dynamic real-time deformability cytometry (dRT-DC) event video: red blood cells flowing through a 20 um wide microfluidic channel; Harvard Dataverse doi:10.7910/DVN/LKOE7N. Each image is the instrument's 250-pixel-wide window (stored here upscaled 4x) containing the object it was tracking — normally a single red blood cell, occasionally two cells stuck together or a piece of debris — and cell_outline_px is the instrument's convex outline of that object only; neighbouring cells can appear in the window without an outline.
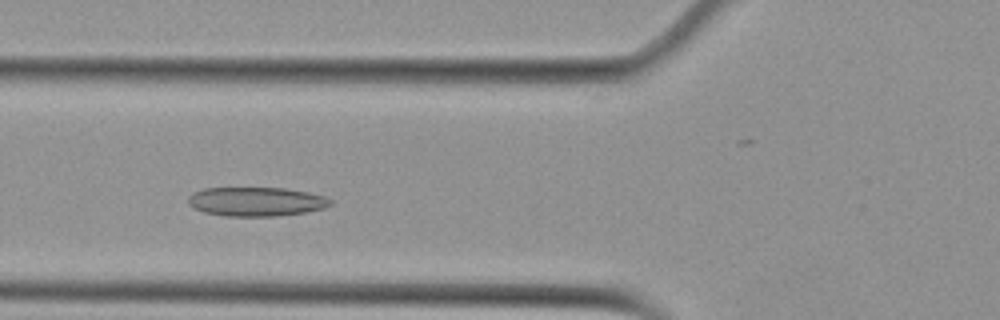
{"species": "Egyptian fruit bat (a non-hibernating species)", "species_latin": "Rousettus aegyptiacus", "temperature_condition": "cold", "stored_images_in_passage": 46, "camera_frame_rate_fps": 3000, "um_per_image_px": 0.085, "animal": {"sex": "female"}, "frame": {"image": 1, "passage_image": 12, "time_ms": 3.667, "image_size_px": [1000, 320], "cell_outline_px": [[332, 204], [324, 208], [304, 212], [276, 216], [224, 216], [204, 212], [192, 208], [188, 204], [188, 196], [192, 192], [204, 188], [284, 188], [308, 192], [324, 196], [332, 200]], "centroid_in_image_um": [21.74, 17.13], "position_along_channel_um": 104.1, "area_um2": 24.22}}
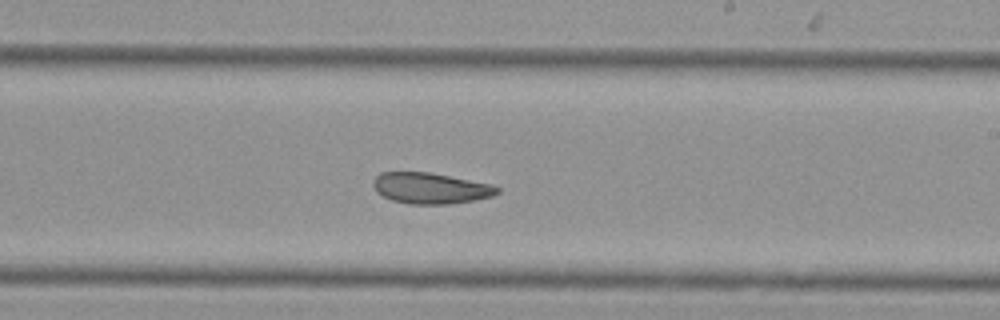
{"frame": {"image": 2, "passage_image": 24, "time_ms": 7.667, "image_size_px": [1000, 320], "cell_outline_px": [[500, 192], [492, 196], [472, 200], [448, 204], [408, 204], [392, 200], [376, 192], [372, 184], [372, 180], [380, 172], [428, 172], [492, 184], [500, 188]], "centroid_in_image_um": [36.57, 15.99], "position_along_channel_um": 252.4, "area_um2": 22.37}}
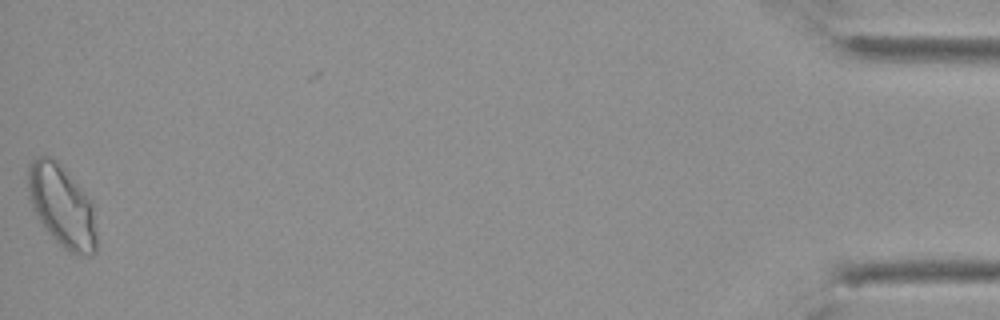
{"frame": {"image": 3, "passage_image": 46, "time_ms": 15.0, "image_size_px": [1000, 320], "cell_outline_px": [[96, 252], [92, 256], [76, 256], [68, 252], [52, 236], [40, 220], [32, 208], [28, 196], [28, 164], [36, 156], [48, 156], [56, 160], [64, 168], [92, 200], [96, 232]], "centroid_in_image_um": [5.28, 17.53], "position_along_channel_um": 429.9, "area_um2": 32.95}, "authors_computed_cell_mechanics": {"area_um2": 24.565, "velocity_mm_per_s": 3.7179, "shape_relaxation_time_tau1_ms": null, "shape_relaxation_time_tau2_ms": 3.4428, "deformation_change_tau1": null, "deformation_change_tau2": 0.089}}